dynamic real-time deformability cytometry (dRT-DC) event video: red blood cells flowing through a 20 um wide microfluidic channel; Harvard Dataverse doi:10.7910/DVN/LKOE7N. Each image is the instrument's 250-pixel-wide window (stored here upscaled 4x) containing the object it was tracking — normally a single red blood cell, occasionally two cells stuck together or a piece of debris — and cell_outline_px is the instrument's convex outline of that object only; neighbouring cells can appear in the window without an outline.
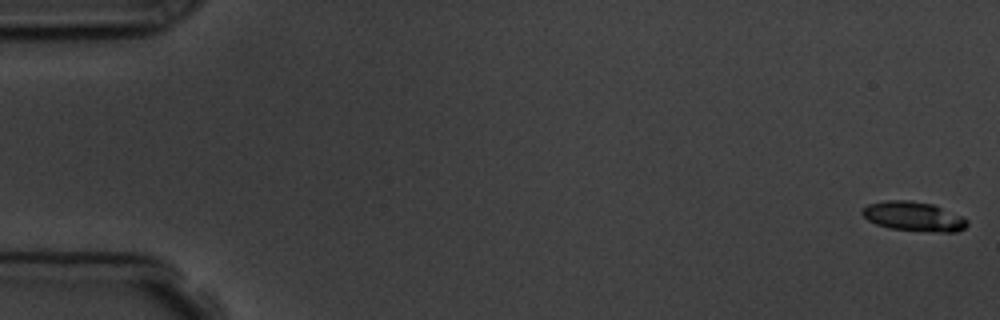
{"species": "common noctule bat (a hibernating species)", "species_latin": "Nyctalus noctula", "temperature_condition": "room temperature", "stored_images_in_passage": 5, "camera_frame_rate_fps": 3000, "um_per_image_px": 0.085, "animal": {"sex": "male", "body_mass_g": 19.5, "forearm_length_mm": 54.6}, "frame": {"image": 1, "passage_image": 1, "time_ms": 0.0, "image_size_px": [1000, 320], "cell_outline_px": [[968, 224], [964, 228], [956, 232], [944, 232], [888, 228], [876, 224], [868, 220], [860, 212], [868, 204], [884, 200], [908, 200], [932, 204], [964, 216], [968, 220]], "centroid_in_image_um": [77.67, 18.39], "position_along_channel_um": 7.3, "area_um2": 17.98}}